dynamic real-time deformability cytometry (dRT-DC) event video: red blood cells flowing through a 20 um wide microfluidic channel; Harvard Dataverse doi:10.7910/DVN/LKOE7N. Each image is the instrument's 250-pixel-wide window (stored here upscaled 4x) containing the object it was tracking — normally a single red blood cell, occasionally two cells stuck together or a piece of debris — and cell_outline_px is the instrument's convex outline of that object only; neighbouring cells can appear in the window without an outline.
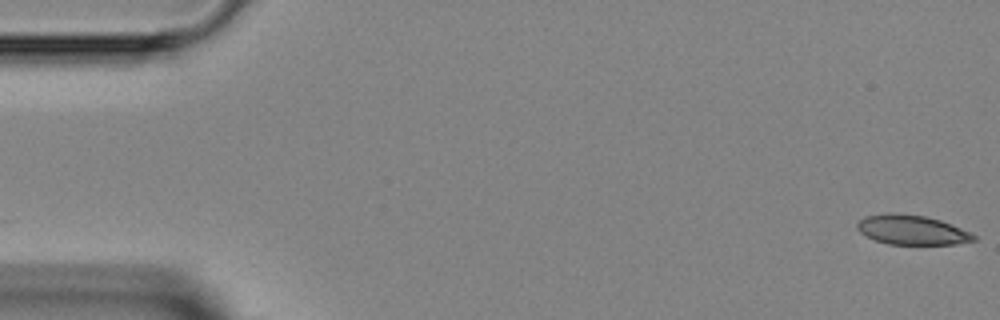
{"species": "Egyptian fruit bat (a non-hibernating species)", "species_latin": "Rousettus aegyptiacus", "temperature_condition": "room temperature", "stored_images_in_passage": 46, "camera_frame_rate_fps": 3000, "um_per_image_px": 0.085, "animal": {"sex": "female"}, "frame": {"image": 1, "passage_image": 1, "time_ms": 0.0, "image_size_px": [1000, 320], "cell_outline_px": [[976, 240], [956, 244], [888, 244], [876, 240], [860, 232], [856, 228], [856, 224], [864, 216], [888, 212], [892, 212], [924, 216], [940, 220], [960, 228], [976, 236]], "centroid_in_image_um": [77.47, 19.53], "position_along_channel_um": 7.5, "area_um2": 19.94}}
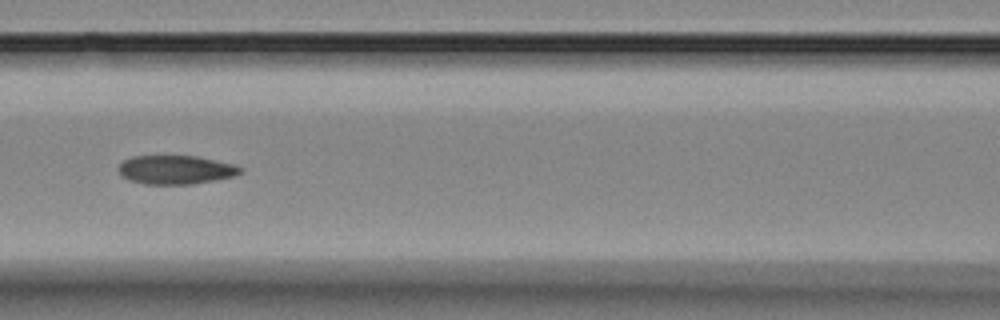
{"frame": {"image": 2, "passage_image": 20, "time_ms": 6.333, "image_size_px": [1000, 320], "cell_outline_px": [[244, 172], [232, 176], [216, 180], [192, 184], [144, 184], [132, 180], [124, 176], [120, 172], [120, 164], [124, 160], [132, 156], [196, 156], [232, 164], [244, 168]], "centroid_in_image_um": [14.99, 14.43], "position_along_channel_um": 151.6, "area_um2": 20.17}}
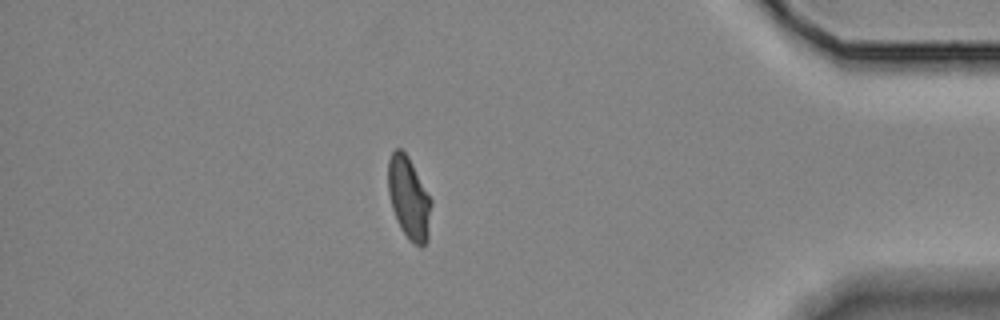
{"frame": {"image": 3, "passage_image": 40, "time_ms": 13.0, "image_size_px": [1000, 320], "cell_outline_px": [[432, 204], [428, 240], [420, 248], [408, 240], [400, 228], [396, 220], [392, 208], [388, 192], [388, 160], [392, 152], [396, 148], [400, 148], [408, 156], [432, 200]], "centroid_in_image_um": [34.76, 16.87], "position_along_channel_um": 400.4, "area_um2": 20.87}}